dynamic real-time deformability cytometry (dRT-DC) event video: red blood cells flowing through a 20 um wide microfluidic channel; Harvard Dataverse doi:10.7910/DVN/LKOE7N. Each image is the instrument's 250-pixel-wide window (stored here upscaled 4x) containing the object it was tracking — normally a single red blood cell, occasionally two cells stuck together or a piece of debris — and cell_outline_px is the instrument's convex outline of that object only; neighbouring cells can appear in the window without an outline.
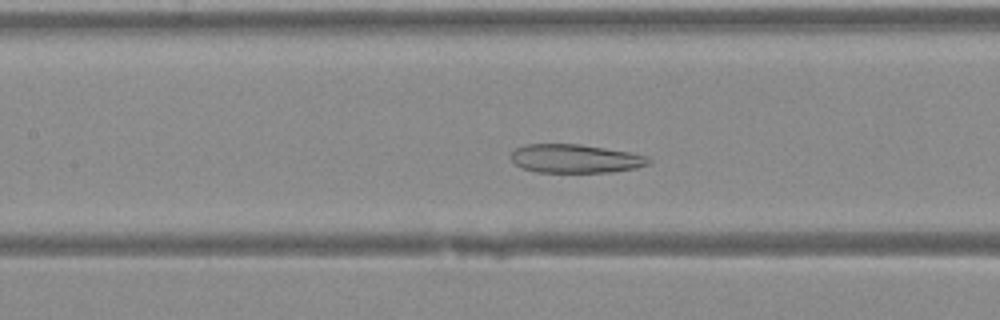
{"species": "Egyptian fruit bat (a non-hibernating species)", "species_latin": "Rousettus aegyptiacus", "temperature_condition": "warm", "stored_images_in_passage": 39, "camera_frame_rate_fps": 3000, "um_per_image_px": 0.085, "animal": {"sex": "female"}, "frame": {"image": 1, "passage_image": 16, "time_ms": 5.0, "image_size_px": [1000, 320], "cell_outline_px": [[652, 160], [648, 164], [636, 168], [612, 172], [536, 172], [524, 168], [516, 164], [512, 160], [512, 152], [516, 148], [528, 144], [580, 144], [628, 152], [648, 156]], "centroid_in_image_um": [48.93, 13.48], "position_along_channel_um": 158.5, "area_um2": 22.77}}
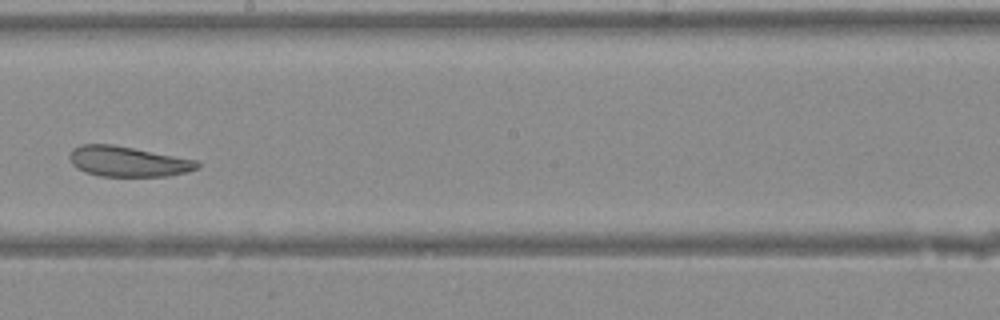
{"frame": {"image": 2, "passage_image": 21, "time_ms": 6.667, "image_size_px": [1000, 320], "cell_outline_px": [[200, 168], [188, 172], [168, 176], [100, 176], [84, 172], [76, 168], [72, 164], [68, 156], [72, 148], [80, 144], [112, 144], [196, 160], [200, 164]], "centroid_in_image_um": [10.84, 13.73], "position_along_channel_um": 237.4, "area_um2": 22.66}}
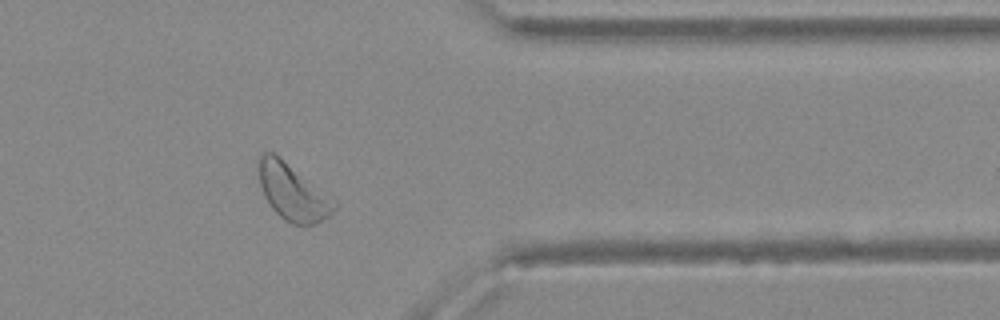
{"frame": {"image": 3, "passage_image": 31, "time_ms": 10.0, "image_size_px": [1000, 320], "cell_outline_px": [[336, 208], [328, 216], [316, 224], [292, 224], [284, 220], [272, 208], [264, 196], [260, 184], [256, 164], [256, 160], [264, 152], [272, 152], [332, 196], [336, 200]], "centroid_in_image_um": [24.86, 16.32], "position_along_channel_um": 386.5, "area_um2": 24.8}}